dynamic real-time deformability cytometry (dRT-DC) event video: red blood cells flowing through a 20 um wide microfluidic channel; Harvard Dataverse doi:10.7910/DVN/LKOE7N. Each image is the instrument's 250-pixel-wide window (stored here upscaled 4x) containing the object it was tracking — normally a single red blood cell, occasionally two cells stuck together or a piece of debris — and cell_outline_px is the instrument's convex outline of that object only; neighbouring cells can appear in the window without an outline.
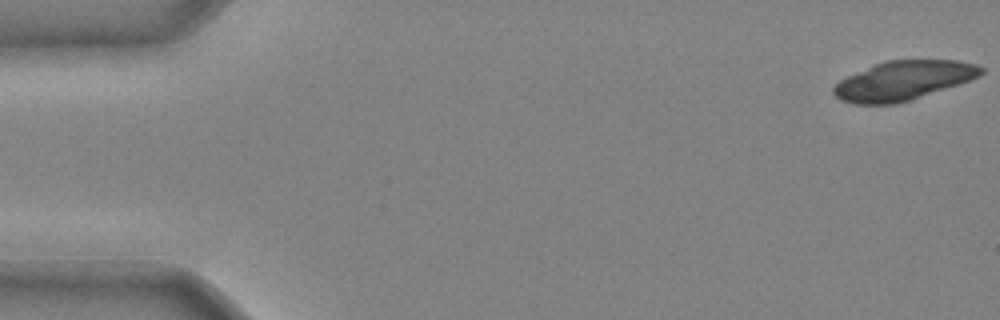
{"species": "common noctule bat (a hibernating species)", "species_latin": "Nyctalus noctula", "temperature_condition": "cold", "stored_images_in_passage": 15, "camera_frame_rate_fps": 3000, "um_per_image_px": 0.085, "animal": {"sex": "male", "body_mass_g": 20.4}, "frame": {"image": 1, "passage_image": 1, "time_ms": 0.0, "image_size_px": [1000, 320], "cell_outline_px": [[984, 72], [980, 76], [960, 84], [912, 100], [896, 104], [856, 104], [840, 100], [832, 92], [832, 88], [840, 80], [848, 76], [876, 64], [888, 60], [956, 60], [976, 64], [984, 68]], "centroid_in_image_um": [76.82, 6.86], "position_along_channel_um": 8.2, "area_um2": 33.64}}